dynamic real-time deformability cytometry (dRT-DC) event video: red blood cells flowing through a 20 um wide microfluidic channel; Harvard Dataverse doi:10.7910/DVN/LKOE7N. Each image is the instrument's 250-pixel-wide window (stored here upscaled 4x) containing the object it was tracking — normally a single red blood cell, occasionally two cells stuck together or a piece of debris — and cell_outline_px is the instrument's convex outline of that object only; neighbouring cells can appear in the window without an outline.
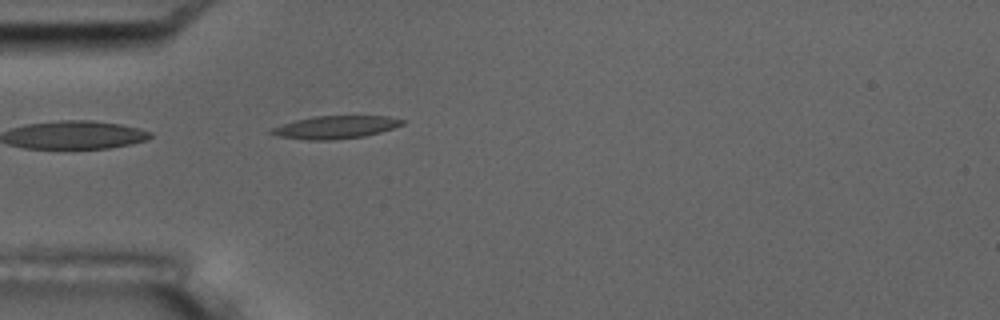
{"species": "common noctule bat (a hibernating species)", "species_latin": "Nyctalus noctula", "temperature_condition": "room temperature", "stored_images_in_passage": 1, "camera_frame_rate_fps": 3000, "um_per_image_px": 0.085, "animal": {"sex": "male", "body_mass_g": 17.5, "forearm_length_mm": 52.3}, "frame": {"image": 1, "passage_image": 1, "time_ms": 0.0, "image_size_px": [1000, 320], "cell_outline_px": [[404, 124], [380, 132], [364, 136], [332, 140], [308, 140], [280, 136], [268, 132], [268, 128], [296, 120], [312, 116], [388, 116], [404, 120]], "centroid_in_image_um": [28.48, 10.81], "position_along_channel_um": 56.5, "area_um2": 17.34}}